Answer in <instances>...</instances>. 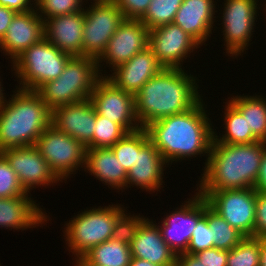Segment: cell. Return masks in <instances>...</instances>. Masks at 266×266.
<instances>
[{"mask_svg": "<svg viewBox=\"0 0 266 266\" xmlns=\"http://www.w3.org/2000/svg\"><path fill=\"white\" fill-rule=\"evenodd\" d=\"M206 108L207 104L201 99L193 108L152 122L145 128L168 165L200 155L207 157L206 166L216 130Z\"/></svg>", "mask_w": 266, "mask_h": 266, "instance_id": "6da1fadb", "label": "cell"}, {"mask_svg": "<svg viewBox=\"0 0 266 266\" xmlns=\"http://www.w3.org/2000/svg\"><path fill=\"white\" fill-rule=\"evenodd\" d=\"M186 71L184 68H163L141 87L134 96L141 128L162 118L183 113L203 98L198 92L199 79Z\"/></svg>", "mask_w": 266, "mask_h": 266, "instance_id": "7a4b0ae2", "label": "cell"}, {"mask_svg": "<svg viewBox=\"0 0 266 266\" xmlns=\"http://www.w3.org/2000/svg\"><path fill=\"white\" fill-rule=\"evenodd\" d=\"M266 142L225 144L212 141L196 191L254 188Z\"/></svg>", "mask_w": 266, "mask_h": 266, "instance_id": "3957f363", "label": "cell"}, {"mask_svg": "<svg viewBox=\"0 0 266 266\" xmlns=\"http://www.w3.org/2000/svg\"><path fill=\"white\" fill-rule=\"evenodd\" d=\"M0 107V152L35 145L51 125V110L35 91L16 88Z\"/></svg>", "mask_w": 266, "mask_h": 266, "instance_id": "277c9868", "label": "cell"}, {"mask_svg": "<svg viewBox=\"0 0 266 266\" xmlns=\"http://www.w3.org/2000/svg\"><path fill=\"white\" fill-rule=\"evenodd\" d=\"M90 208L78 212L64 224V239L69 248L67 250L75 258L83 257L98 244L121 233L131 215L121 204Z\"/></svg>", "mask_w": 266, "mask_h": 266, "instance_id": "5b68a950", "label": "cell"}, {"mask_svg": "<svg viewBox=\"0 0 266 266\" xmlns=\"http://www.w3.org/2000/svg\"><path fill=\"white\" fill-rule=\"evenodd\" d=\"M101 77L97 59L73 56L57 79L44 83L35 92L52 111L61 105L90 98Z\"/></svg>", "mask_w": 266, "mask_h": 266, "instance_id": "8992f818", "label": "cell"}, {"mask_svg": "<svg viewBox=\"0 0 266 266\" xmlns=\"http://www.w3.org/2000/svg\"><path fill=\"white\" fill-rule=\"evenodd\" d=\"M73 56L60 51L45 37L26 49L13 63L19 80L15 88L36 91L44 83L57 79Z\"/></svg>", "mask_w": 266, "mask_h": 266, "instance_id": "52a82bcc", "label": "cell"}, {"mask_svg": "<svg viewBox=\"0 0 266 266\" xmlns=\"http://www.w3.org/2000/svg\"><path fill=\"white\" fill-rule=\"evenodd\" d=\"M258 0H224V8L219 14L223 24L222 36L226 54L230 57L238 58L243 56L244 51L248 50L250 41L253 38L254 28L258 20ZM257 19V20H256ZM256 20V21H255Z\"/></svg>", "mask_w": 266, "mask_h": 266, "instance_id": "ba28073f", "label": "cell"}, {"mask_svg": "<svg viewBox=\"0 0 266 266\" xmlns=\"http://www.w3.org/2000/svg\"><path fill=\"white\" fill-rule=\"evenodd\" d=\"M90 3L84 8L82 56L98 59L125 18L113 0Z\"/></svg>", "mask_w": 266, "mask_h": 266, "instance_id": "9c48e42d", "label": "cell"}, {"mask_svg": "<svg viewBox=\"0 0 266 266\" xmlns=\"http://www.w3.org/2000/svg\"><path fill=\"white\" fill-rule=\"evenodd\" d=\"M34 146L62 182L85 166L86 147L53 125L39 136Z\"/></svg>", "mask_w": 266, "mask_h": 266, "instance_id": "30bf717a", "label": "cell"}, {"mask_svg": "<svg viewBox=\"0 0 266 266\" xmlns=\"http://www.w3.org/2000/svg\"><path fill=\"white\" fill-rule=\"evenodd\" d=\"M198 192L232 227L245 237H254L256 207L254 188Z\"/></svg>", "mask_w": 266, "mask_h": 266, "instance_id": "8fae6325", "label": "cell"}, {"mask_svg": "<svg viewBox=\"0 0 266 266\" xmlns=\"http://www.w3.org/2000/svg\"><path fill=\"white\" fill-rule=\"evenodd\" d=\"M144 215H130L125 230L132 257L159 266H176V253L163 240L158 226Z\"/></svg>", "mask_w": 266, "mask_h": 266, "instance_id": "7c38bea8", "label": "cell"}, {"mask_svg": "<svg viewBox=\"0 0 266 266\" xmlns=\"http://www.w3.org/2000/svg\"><path fill=\"white\" fill-rule=\"evenodd\" d=\"M192 198L184 201L183 205L170 211L158 226L163 240L176 253L188 250L193 230L198 221L205 215V198L197 191Z\"/></svg>", "mask_w": 266, "mask_h": 266, "instance_id": "4fadbf2b", "label": "cell"}, {"mask_svg": "<svg viewBox=\"0 0 266 266\" xmlns=\"http://www.w3.org/2000/svg\"><path fill=\"white\" fill-rule=\"evenodd\" d=\"M90 100L97 114L120 124L128 133L141 129L134 95L118 88L106 76L97 81Z\"/></svg>", "mask_w": 266, "mask_h": 266, "instance_id": "5bb4252c", "label": "cell"}, {"mask_svg": "<svg viewBox=\"0 0 266 266\" xmlns=\"http://www.w3.org/2000/svg\"><path fill=\"white\" fill-rule=\"evenodd\" d=\"M148 47L149 29L139 19H124L109 40L105 51L97 59L100 75L107 76L108 73L106 70L103 73L104 62L105 69L107 66L114 70Z\"/></svg>", "mask_w": 266, "mask_h": 266, "instance_id": "9a60e30c", "label": "cell"}, {"mask_svg": "<svg viewBox=\"0 0 266 266\" xmlns=\"http://www.w3.org/2000/svg\"><path fill=\"white\" fill-rule=\"evenodd\" d=\"M0 153L6 158L17 174L23 189L29 194L36 187H53V184L62 182L34 145L7 148Z\"/></svg>", "mask_w": 266, "mask_h": 266, "instance_id": "2e32d148", "label": "cell"}, {"mask_svg": "<svg viewBox=\"0 0 266 266\" xmlns=\"http://www.w3.org/2000/svg\"><path fill=\"white\" fill-rule=\"evenodd\" d=\"M149 47L164 68L185 69L183 62L201 46L178 25L169 23L149 30Z\"/></svg>", "mask_w": 266, "mask_h": 266, "instance_id": "e0dca14e", "label": "cell"}, {"mask_svg": "<svg viewBox=\"0 0 266 266\" xmlns=\"http://www.w3.org/2000/svg\"><path fill=\"white\" fill-rule=\"evenodd\" d=\"M97 112L90 98L61 105L51 111V125L57 130L92 148Z\"/></svg>", "mask_w": 266, "mask_h": 266, "instance_id": "ac0fdd59", "label": "cell"}, {"mask_svg": "<svg viewBox=\"0 0 266 266\" xmlns=\"http://www.w3.org/2000/svg\"><path fill=\"white\" fill-rule=\"evenodd\" d=\"M44 37V20L35 7L26 12H17L0 41V51L10 58L12 64L26 49Z\"/></svg>", "mask_w": 266, "mask_h": 266, "instance_id": "d6986e66", "label": "cell"}, {"mask_svg": "<svg viewBox=\"0 0 266 266\" xmlns=\"http://www.w3.org/2000/svg\"><path fill=\"white\" fill-rule=\"evenodd\" d=\"M169 165L162 157L161 153L149 140L140 150L137 152V159L133 167L127 172V181L125 189H129L130 186L138 187L142 191L155 192L163 189V177L164 171ZM129 184V185H128Z\"/></svg>", "mask_w": 266, "mask_h": 266, "instance_id": "ffe728a7", "label": "cell"}, {"mask_svg": "<svg viewBox=\"0 0 266 266\" xmlns=\"http://www.w3.org/2000/svg\"><path fill=\"white\" fill-rule=\"evenodd\" d=\"M163 68L148 47L114 70H110L112 74L106 77L118 88L135 96L141 87Z\"/></svg>", "mask_w": 266, "mask_h": 266, "instance_id": "44dd1931", "label": "cell"}, {"mask_svg": "<svg viewBox=\"0 0 266 266\" xmlns=\"http://www.w3.org/2000/svg\"><path fill=\"white\" fill-rule=\"evenodd\" d=\"M31 195L30 193V195L0 198L1 229L23 231L28 228L43 227L47 221L49 222V214L47 215L45 208L42 209Z\"/></svg>", "mask_w": 266, "mask_h": 266, "instance_id": "7402d4cb", "label": "cell"}, {"mask_svg": "<svg viewBox=\"0 0 266 266\" xmlns=\"http://www.w3.org/2000/svg\"><path fill=\"white\" fill-rule=\"evenodd\" d=\"M216 4V0H183L173 23L189 34L200 46L205 45L215 26L217 17L214 15L218 12L215 10Z\"/></svg>", "mask_w": 266, "mask_h": 266, "instance_id": "603a6c76", "label": "cell"}, {"mask_svg": "<svg viewBox=\"0 0 266 266\" xmlns=\"http://www.w3.org/2000/svg\"><path fill=\"white\" fill-rule=\"evenodd\" d=\"M84 20V10L45 19V38L60 51L82 56Z\"/></svg>", "mask_w": 266, "mask_h": 266, "instance_id": "cb8c5ba5", "label": "cell"}, {"mask_svg": "<svg viewBox=\"0 0 266 266\" xmlns=\"http://www.w3.org/2000/svg\"><path fill=\"white\" fill-rule=\"evenodd\" d=\"M82 170L111 187L110 190L123 192L126 187L127 172L111 148L86 149L85 166Z\"/></svg>", "mask_w": 266, "mask_h": 266, "instance_id": "d4e9b609", "label": "cell"}, {"mask_svg": "<svg viewBox=\"0 0 266 266\" xmlns=\"http://www.w3.org/2000/svg\"><path fill=\"white\" fill-rule=\"evenodd\" d=\"M83 258L95 266H129L132 255L127 231L98 244Z\"/></svg>", "mask_w": 266, "mask_h": 266, "instance_id": "484cf974", "label": "cell"}, {"mask_svg": "<svg viewBox=\"0 0 266 266\" xmlns=\"http://www.w3.org/2000/svg\"><path fill=\"white\" fill-rule=\"evenodd\" d=\"M237 95L228 100L245 118L248 128L262 142H266V98L262 95Z\"/></svg>", "mask_w": 266, "mask_h": 266, "instance_id": "4316f807", "label": "cell"}, {"mask_svg": "<svg viewBox=\"0 0 266 266\" xmlns=\"http://www.w3.org/2000/svg\"><path fill=\"white\" fill-rule=\"evenodd\" d=\"M225 103L224 121L222 137L221 133L213 131V141L225 144H245L259 141L248 128L246 118L228 101Z\"/></svg>", "mask_w": 266, "mask_h": 266, "instance_id": "83f0119b", "label": "cell"}, {"mask_svg": "<svg viewBox=\"0 0 266 266\" xmlns=\"http://www.w3.org/2000/svg\"><path fill=\"white\" fill-rule=\"evenodd\" d=\"M205 216L213 231L214 247L229 251L238 245L245 236L232 227L221 215L215 212L205 199Z\"/></svg>", "mask_w": 266, "mask_h": 266, "instance_id": "f1b7e54d", "label": "cell"}, {"mask_svg": "<svg viewBox=\"0 0 266 266\" xmlns=\"http://www.w3.org/2000/svg\"><path fill=\"white\" fill-rule=\"evenodd\" d=\"M150 140L145 128L127 133L117 141L111 149L119 159V162L128 172L137 159V152Z\"/></svg>", "mask_w": 266, "mask_h": 266, "instance_id": "f546056e", "label": "cell"}, {"mask_svg": "<svg viewBox=\"0 0 266 266\" xmlns=\"http://www.w3.org/2000/svg\"><path fill=\"white\" fill-rule=\"evenodd\" d=\"M183 0H151L145 14L139 19L149 30L173 23Z\"/></svg>", "mask_w": 266, "mask_h": 266, "instance_id": "4dcf8cb0", "label": "cell"}, {"mask_svg": "<svg viewBox=\"0 0 266 266\" xmlns=\"http://www.w3.org/2000/svg\"><path fill=\"white\" fill-rule=\"evenodd\" d=\"M260 237H245L228 251L227 266H259Z\"/></svg>", "mask_w": 266, "mask_h": 266, "instance_id": "1f68e13d", "label": "cell"}, {"mask_svg": "<svg viewBox=\"0 0 266 266\" xmlns=\"http://www.w3.org/2000/svg\"><path fill=\"white\" fill-rule=\"evenodd\" d=\"M127 133L128 132L120 124L97 114L92 138V148H111Z\"/></svg>", "mask_w": 266, "mask_h": 266, "instance_id": "d6a6232c", "label": "cell"}, {"mask_svg": "<svg viewBox=\"0 0 266 266\" xmlns=\"http://www.w3.org/2000/svg\"><path fill=\"white\" fill-rule=\"evenodd\" d=\"M87 3H89L88 0H34V7L42 19L45 20L82 11Z\"/></svg>", "mask_w": 266, "mask_h": 266, "instance_id": "836d02e7", "label": "cell"}, {"mask_svg": "<svg viewBox=\"0 0 266 266\" xmlns=\"http://www.w3.org/2000/svg\"><path fill=\"white\" fill-rule=\"evenodd\" d=\"M15 171L0 153V198H12L27 195Z\"/></svg>", "mask_w": 266, "mask_h": 266, "instance_id": "e575fe53", "label": "cell"}, {"mask_svg": "<svg viewBox=\"0 0 266 266\" xmlns=\"http://www.w3.org/2000/svg\"><path fill=\"white\" fill-rule=\"evenodd\" d=\"M213 231L210 229L208 219L204 215L197 223L192 233L188 250L185 253L195 254L214 247Z\"/></svg>", "mask_w": 266, "mask_h": 266, "instance_id": "d590c367", "label": "cell"}, {"mask_svg": "<svg viewBox=\"0 0 266 266\" xmlns=\"http://www.w3.org/2000/svg\"><path fill=\"white\" fill-rule=\"evenodd\" d=\"M125 19H140L148 9L151 0H113Z\"/></svg>", "mask_w": 266, "mask_h": 266, "instance_id": "8d00e7d4", "label": "cell"}, {"mask_svg": "<svg viewBox=\"0 0 266 266\" xmlns=\"http://www.w3.org/2000/svg\"><path fill=\"white\" fill-rule=\"evenodd\" d=\"M254 237H266V192L256 191Z\"/></svg>", "mask_w": 266, "mask_h": 266, "instance_id": "74e56055", "label": "cell"}, {"mask_svg": "<svg viewBox=\"0 0 266 266\" xmlns=\"http://www.w3.org/2000/svg\"><path fill=\"white\" fill-rule=\"evenodd\" d=\"M205 266H227L228 251L216 247L194 254Z\"/></svg>", "mask_w": 266, "mask_h": 266, "instance_id": "f35d334b", "label": "cell"}, {"mask_svg": "<svg viewBox=\"0 0 266 266\" xmlns=\"http://www.w3.org/2000/svg\"><path fill=\"white\" fill-rule=\"evenodd\" d=\"M0 5L16 12H26L34 8V0H0Z\"/></svg>", "mask_w": 266, "mask_h": 266, "instance_id": "ab89813d", "label": "cell"}, {"mask_svg": "<svg viewBox=\"0 0 266 266\" xmlns=\"http://www.w3.org/2000/svg\"><path fill=\"white\" fill-rule=\"evenodd\" d=\"M16 13V11L0 5V41L5 36Z\"/></svg>", "mask_w": 266, "mask_h": 266, "instance_id": "60d3db41", "label": "cell"}, {"mask_svg": "<svg viewBox=\"0 0 266 266\" xmlns=\"http://www.w3.org/2000/svg\"><path fill=\"white\" fill-rule=\"evenodd\" d=\"M254 189L256 191L266 192V147L264 148L260 171Z\"/></svg>", "mask_w": 266, "mask_h": 266, "instance_id": "b9f144b4", "label": "cell"}, {"mask_svg": "<svg viewBox=\"0 0 266 266\" xmlns=\"http://www.w3.org/2000/svg\"><path fill=\"white\" fill-rule=\"evenodd\" d=\"M176 266H205L199 259L190 253H181L176 256Z\"/></svg>", "mask_w": 266, "mask_h": 266, "instance_id": "7bdbcfd3", "label": "cell"}, {"mask_svg": "<svg viewBox=\"0 0 266 266\" xmlns=\"http://www.w3.org/2000/svg\"><path fill=\"white\" fill-rule=\"evenodd\" d=\"M259 266H266V237H260V263Z\"/></svg>", "mask_w": 266, "mask_h": 266, "instance_id": "ee69618b", "label": "cell"}, {"mask_svg": "<svg viewBox=\"0 0 266 266\" xmlns=\"http://www.w3.org/2000/svg\"><path fill=\"white\" fill-rule=\"evenodd\" d=\"M129 266H159L146 260L132 257Z\"/></svg>", "mask_w": 266, "mask_h": 266, "instance_id": "f6af8a7d", "label": "cell"}, {"mask_svg": "<svg viewBox=\"0 0 266 266\" xmlns=\"http://www.w3.org/2000/svg\"><path fill=\"white\" fill-rule=\"evenodd\" d=\"M73 259H75V261H74L75 263H73L74 266H95V265L87 262L83 257H79V258L73 257Z\"/></svg>", "mask_w": 266, "mask_h": 266, "instance_id": "bcb514c9", "label": "cell"}, {"mask_svg": "<svg viewBox=\"0 0 266 266\" xmlns=\"http://www.w3.org/2000/svg\"><path fill=\"white\" fill-rule=\"evenodd\" d=\"M2 79L0 78V107L2 106V104H3V102H4V100H5V90H4V88L2 87L3 85H2Z\"/></svg>", "mask_w": 266, "mask_h": 266, "instance_id": "7dc6e473", "label": "cell"}, {"mask_svg": "<svg viewBox=\"0 0 266 266\" xmlns=\"http://www.w3.org/2000/svg\"><path fill=\"white\" fill-rule=\"evenodd\" d=\"M266 1V0H265ZM263 6H265V8L263 9V11L265 10V12H266V2H265V4L263 5ZM266 14V13H265Z\"/></svg>", "mask_w": 266, "mask_h": 266, "instance_id": "c3c4849f", "label": "cell"}]
</instances>
